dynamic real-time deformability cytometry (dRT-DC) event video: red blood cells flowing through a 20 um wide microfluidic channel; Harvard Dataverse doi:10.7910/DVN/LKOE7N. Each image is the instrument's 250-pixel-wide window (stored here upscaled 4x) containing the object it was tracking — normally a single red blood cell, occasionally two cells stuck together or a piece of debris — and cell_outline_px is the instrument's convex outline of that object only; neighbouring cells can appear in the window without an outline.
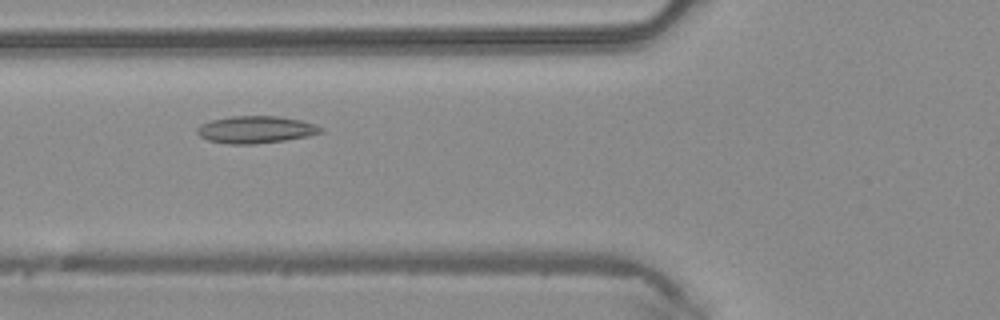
{"species": "common noctule bat (a hibernating species)", "species_latin": "Nyctalus noctula", "temperature_condition": "warm", "stored_images_in_passage": 44, "camera_frame_rate_fps": 3000, "um_per_image_px": 0.085, "animal": {"sex": "male", "body_mass_g": 20.4}, "frame": {"image": 1, "passage_image": 14, "time_ms": 4.333, "image_size_px": [1000, 320], "cell_outline_px": [[324, 132], [308, 136], [284, 140], [256, 144], [228, 144], [208, 140], [200, 136], [196, 132], [196, 128], [200, 124], [212, 120], [232, 116], [276, 116], [300, 120], [316, 124], [324, 128]], "centroid_in_image_um": [21.75, 11.02], "position_along_channel_um": 104.1, "area_um2": 19.65}}
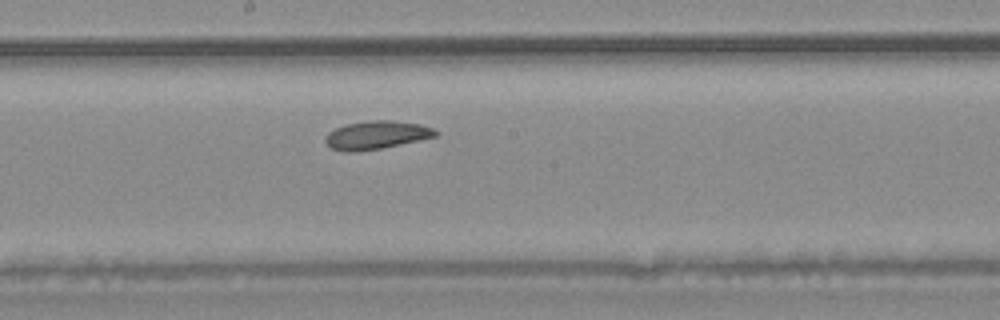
{"frame": {"image": 2, "passage_image": 22, "time_ms": 7.0, "image_size_px": [1000, 320], "cell_outline_px": [[440, 132], [436, 136], [400, 144], [380, 148], [352, 152], [348, 152], [332, 148], [324, 140], [328, 132], [344, 124], [368, 120], [392, 120], [420, 124], [432, 128]], "centroid_in_image_um": [31.99, 11.46], "position_along_channel_um": 216.2, "area_um2": 17.98}}
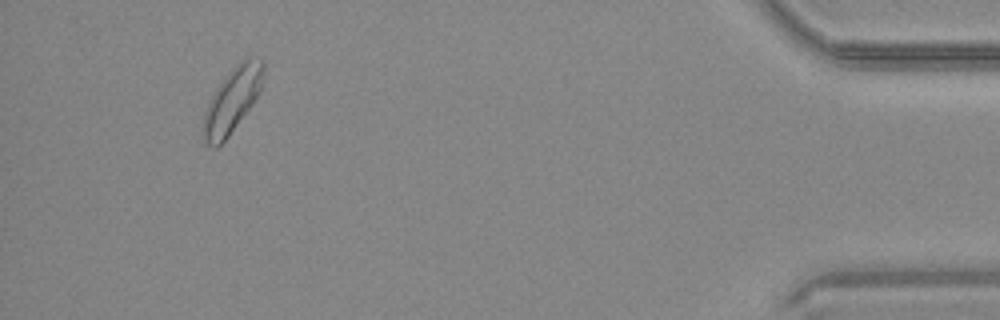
{"frame": {"image": 3, "passage_image": 41, "time_ms": 13.333, "image_size_px": [1000, 320], "cell_outline_px": [[264, 68], [260, 92], [252, 104], [228, 136], [216, 148], [204, 144], [204, 112], [208, 100], [216, 88], [228, 72], [236, 64], [248, 56], [264, 60]], "centroid_in_image_um": [19.74, 8.49], "position_along_channel_um": 415.5, "area_um2": 22.48}, "authors_computed_cell_mechanics": {"area_um2": 19.1029, "velocity_mm_per_s": 4.2112, "shape_relaxation_time_tau1_ms": null, "shape_relaxation_time_tau2_ms": 5.6969, "deformation_change_tau1": null, "deformation_change_tau2": 0.1008}}